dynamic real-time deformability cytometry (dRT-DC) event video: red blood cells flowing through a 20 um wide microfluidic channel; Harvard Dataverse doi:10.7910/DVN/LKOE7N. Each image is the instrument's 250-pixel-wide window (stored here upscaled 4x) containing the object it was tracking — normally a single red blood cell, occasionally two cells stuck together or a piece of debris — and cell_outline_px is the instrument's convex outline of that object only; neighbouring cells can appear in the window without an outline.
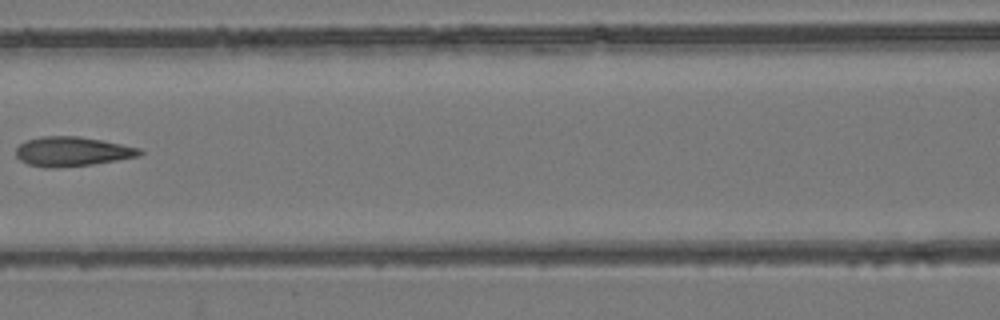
{"species": "common noctule bat (a hibernating species)", "species_latin": "Nyctalus noctula", "temperature_condition": "room temperature", "stored_images_in_passage": 9, "camera_frame_rate_fps": 3000, "um_per_image_px": 0.085, "animal": {"sex": "female", "body_mass_g": 24.6, "forearm_length_mm": 56.2}, "frame": {"image": 1, "passage_image": 8, "time_ms": 2.333, "image_size_px": [1000, 320], "cell_outline_px": [[144, 152], [140, 156], [92, 164], [56, 168], [44, 168], [28, 164], [20, 160], [16, 156], [16, 148], [20, 144], [28, 140], [44, 136], [80, 136], [140, 148]], "centroid_in_image_um": [6.12, 12.88], "position_along_channel_um": 160.5, "area_um2": 21.15}}
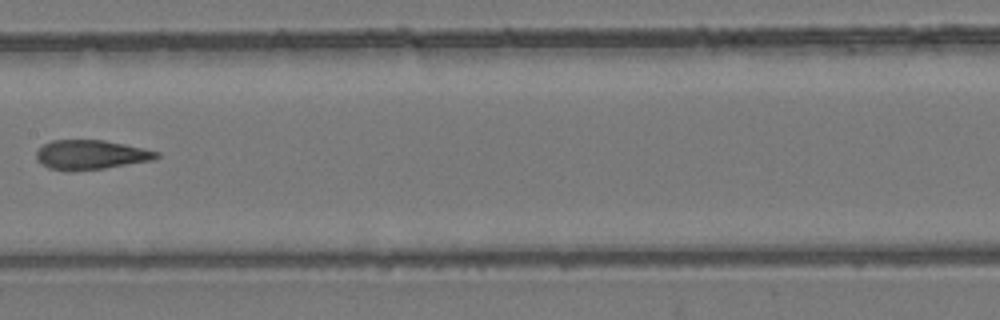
{"frame": {"image": 2, "passage_image": 9, "time_ms": 2.667, "image_size_px": [1000, 320], "cell_outline_px": [[160, 156], [152, 160], [104, 168], [68, 172], [48, 168], [36, 160], [36, 152], [44, 144], [52, 140], [104, 140], [144, 148], [160, 152]], "centroid_in_image_um": [7.7, 13.16], "position_along_channel_um": 199.7, "area_um2": 20.69}}